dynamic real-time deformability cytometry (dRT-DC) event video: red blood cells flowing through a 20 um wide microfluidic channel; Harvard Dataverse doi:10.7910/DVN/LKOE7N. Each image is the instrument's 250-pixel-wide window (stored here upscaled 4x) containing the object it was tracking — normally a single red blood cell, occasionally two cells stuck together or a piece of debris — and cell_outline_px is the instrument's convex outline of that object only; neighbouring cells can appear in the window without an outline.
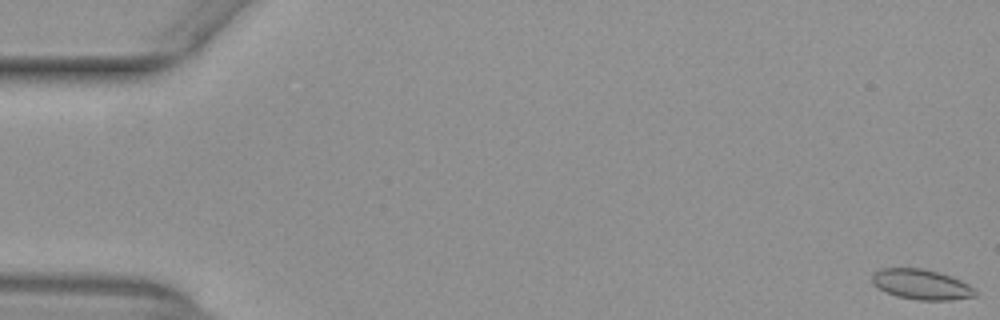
{"species": "common noctule bat (a hibernating species)", "species_latin": "Nyctalus noctula", "temperature_condition": "warm", "stored_images_in_passage": 15, "camera_frame_rate_fps": 3000, "um_per_image_px": 0.085, "animal": {"sex": "female", "body_mass_g": 29.2, "forearm_length_mm": 56.3}, "frame": {"image": 1, "passage_image": 1, "time_ms": 0.0, "image_size_px": [1000, 320], "cell_outline_px": [[976, 296], [952, 300], [916, 300], [896, 296], [884, 292], [876, 288], [872, 284], [872, 272], [880, 268], [924, 268], [940, 272], [952, 276], [976, 288]], "centroid_in_image_um": [78.29, 24.17], "position_along_channel_um": 6.7, "area_um2": 18.61}}